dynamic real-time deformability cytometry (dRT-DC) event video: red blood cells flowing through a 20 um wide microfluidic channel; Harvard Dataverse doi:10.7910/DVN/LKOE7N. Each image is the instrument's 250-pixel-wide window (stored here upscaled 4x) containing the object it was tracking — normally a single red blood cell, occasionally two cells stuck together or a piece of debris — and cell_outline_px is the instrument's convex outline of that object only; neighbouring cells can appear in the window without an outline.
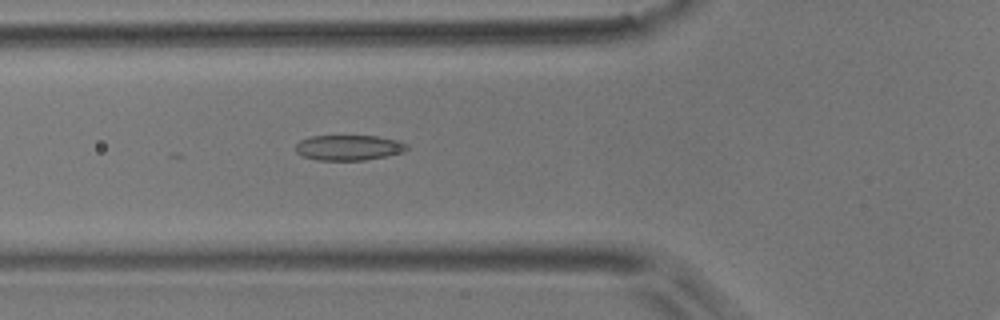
{"species": "common noctule bat (a hibernating species)", "species_latin": "Nyctalus noctula", "temperature_condition": "room temperature", "stored_images_in_passage": 15, "camera_frame_rate_fps": 3000, "um_per_image_px": 0.085, "animal": {"sex": "male", "body_mass_g": 17.9}, "frame": {"image": 1, "passage_image": 8, "time_ms": 2.333, "image_size_px": [1000, 320], "cell_outline_px": [[408, 148], [404, 152], [388, 156], [364, 160], [316, 160], [304, 156], [296, 152], [296, 144], [300, 140], [308, 136], [376, 136], [400, 140], [408, 144]], "centroid_in_image_um": [29.68, 12.54], "position_along_channel_um": 96.1, "area_um2": 16.59}}
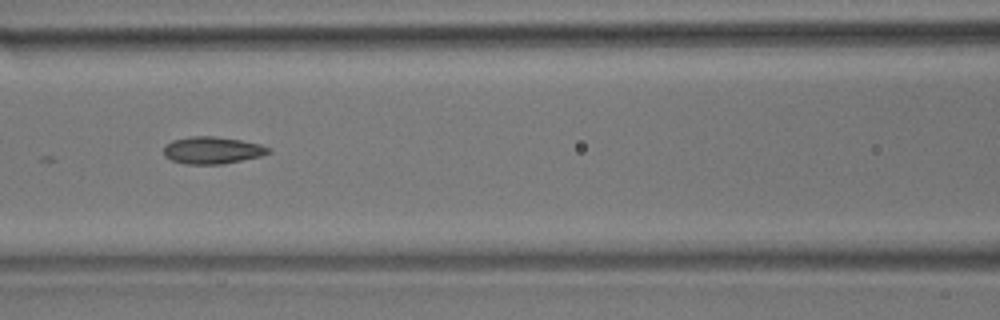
{"frame": {"image": 2, "passage_image": 12, "time_ms": 3.667, "image_size_px": [1000, 320], "cell_outline_px": [[272, 152], [260, 156], [224, 164], [184, 164], [172, 160], [164, 156], [164, 148], [172, 140], [192, 136], [216, 136], [240, 140], [260, 144], [272, 148]], "centroid_in_image_um": [18.07, 12.77], "position_along_channel_um": 148.5, "area_um2": 16.59}}